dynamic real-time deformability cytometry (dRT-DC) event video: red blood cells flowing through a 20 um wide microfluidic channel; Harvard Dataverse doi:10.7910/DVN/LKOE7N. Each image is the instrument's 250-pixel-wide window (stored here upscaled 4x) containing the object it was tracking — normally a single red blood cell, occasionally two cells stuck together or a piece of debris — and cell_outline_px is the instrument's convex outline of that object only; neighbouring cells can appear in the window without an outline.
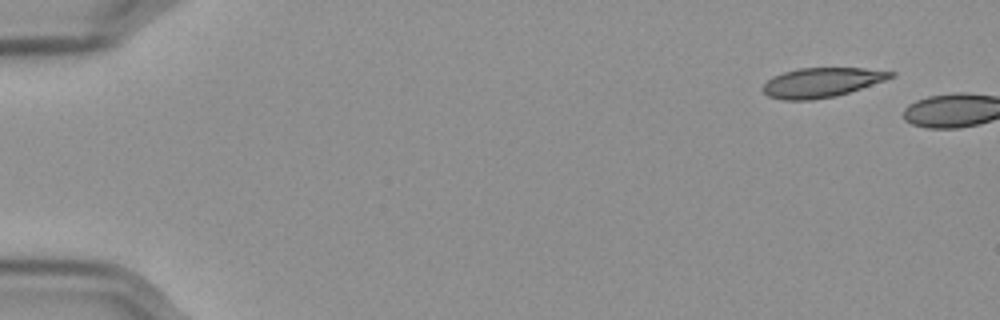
{"species": "Egyptian fruit bat (a non-hibernating species)", "species_latin": "Rousettus aegyptiacus", "temperature_condition": "cold", "stored_images_in_passage": 3, "camera_frame_rate_fps": 3000, "um_per_image_px": 0.085, "frame": {"image": 1, "passage_image": 1, "time_ms": 0.0, "image_size_px": [1000, 320], "cell_outline_px": [[896, 76], [836, 96], [812, 100], [784, 100], [768, 96], [760, 88], [772, 76], [784, 72], [800, 68], [864, 68], [896, 72]], "centroid_in_image_um": [69.81, 7.01], "position_along_channel_um": 15.2, "area_um2": 21.91}}